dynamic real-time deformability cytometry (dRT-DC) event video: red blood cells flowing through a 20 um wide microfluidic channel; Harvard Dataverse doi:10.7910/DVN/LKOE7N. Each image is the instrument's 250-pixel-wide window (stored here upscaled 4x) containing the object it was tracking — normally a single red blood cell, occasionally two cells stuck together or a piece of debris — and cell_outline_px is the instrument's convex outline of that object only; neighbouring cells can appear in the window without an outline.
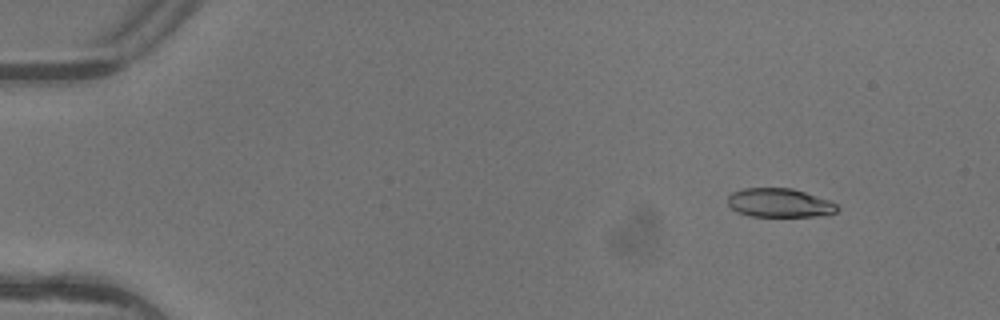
{"species": "common noctule bat (a hibernating species)", "species_latin": "Nyctalus noctula", "temperature_condition": "warm", "stored_images_in_passage": 3, "camera_frame_rate_fps": 3000, "um_per_image_px": 0.085, "animal": {"sex": "female"}, "frame": {"image": 1, "passage_image": 1, "time_ms": 0.0, "image_size_px": [1000, 320], "cell_outline_px": [[840, 208], [836, 212], [816, 216], [752, 216], [736, 212], [728, 204], [728, 196], [732, 192], [744, 188], [792, 188], [828, 200], [836, 204]], "centroid_in_image_um": [66.23, 17.24], "position_along_channel_um": 18.8, "area_um2": 18.26}}